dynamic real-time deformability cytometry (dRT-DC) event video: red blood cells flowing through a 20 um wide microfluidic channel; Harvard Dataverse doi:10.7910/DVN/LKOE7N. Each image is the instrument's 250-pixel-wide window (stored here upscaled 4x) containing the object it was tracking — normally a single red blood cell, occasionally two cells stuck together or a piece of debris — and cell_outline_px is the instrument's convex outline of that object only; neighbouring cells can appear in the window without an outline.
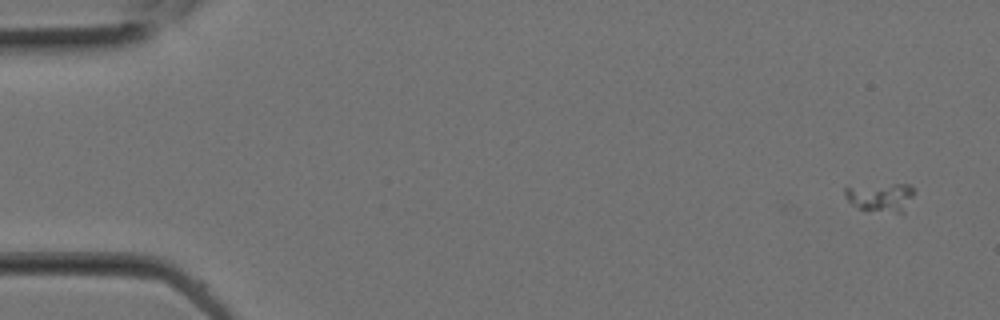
{"species": "Egyptian fruit bat (a non-hibernating species)", "species_latin": "Rousettus aegyptiacus", "temperature_condition": "room temperature", "stored_images_in_passage": 9, "camera_frame_rate_fps": 3000, "um_per_image_px": 0.085, "animal": {"sex": "female"}, "frame": {"image": 1, "passage_image": 1, "time_ms": 0.0, "image_size_px": [1000, 320], "cell_outline_px": [[916, 188], [904, 212], [896, 212], [860, 208], [852, 204], [844, 196], [844, 188], [892, 184], [908, 184]], "centroid_in_image_um": [74.89, 16.74], "position_along_channel_um": 10.1, "area_um2": 11.16}}
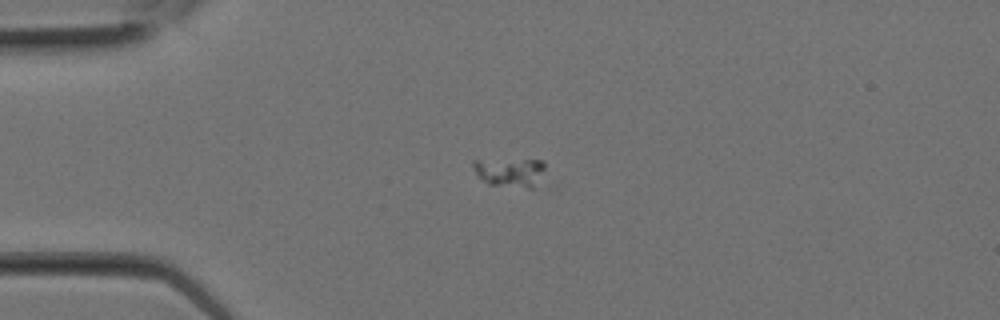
{"frame": {"image": 2, "passage_image": 6, "time_ms": 1.667, "image_size_px": [1000, 320], "cell_outline_px": [[544, 168], [532, 188], [528, 188], [488, 184], [476, 172], [472, 164], [472, 160], [544, 160]], "centroid_in_image_um": [43.32, 14.62], "position_along_channel_um": 41.7, "area_um2": 11.68}}
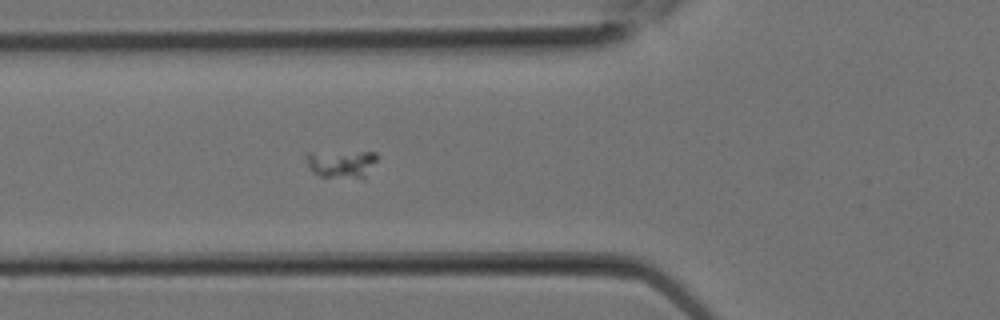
{"frame": {"image": 3, "passage_image": 9, "time_ms": 2.667, "image_size_px": [1000, 320], "cell_outline_px": [[376, 160], [364, 176], [320, 176], [312, 172], [304, 156], [308, 152], [376, 152]], "centroid_in_image_um": [28.94, 13.87], "position_along_channel_um": 96.9, "area_um2": 10.92}}